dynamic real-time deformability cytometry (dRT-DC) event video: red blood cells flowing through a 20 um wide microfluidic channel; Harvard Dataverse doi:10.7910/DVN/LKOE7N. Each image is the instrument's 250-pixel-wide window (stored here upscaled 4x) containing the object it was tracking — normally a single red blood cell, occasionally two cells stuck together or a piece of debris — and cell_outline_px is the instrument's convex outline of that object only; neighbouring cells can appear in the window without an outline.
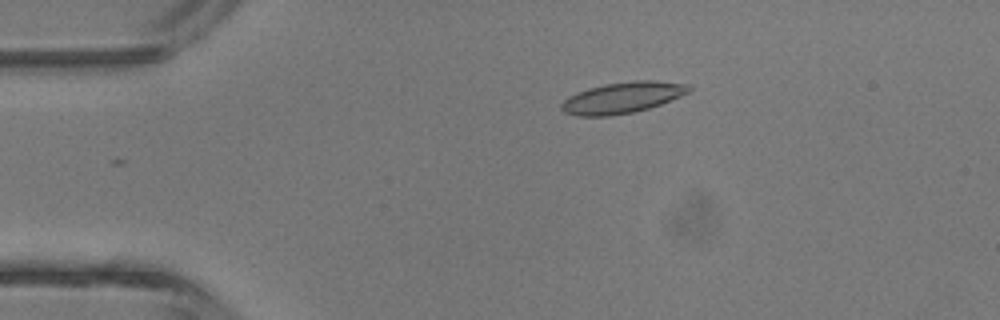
{"species": "common noctule bat (a hibernating species)", "species_latin": "Nyctalus noctula", "temperature_condition": "room temperature", "stored_images_in_passage": 4, "camera_frame_rate_fps": 3000, "um_per_image_px": 0.085, "animal": {"sex": "male", "body_mass_g": 13.3}, "frame": {"image": 1, "passage_image": 4, "time_ms": 3.667, "image_size_px": [1000, 320], "cell_outline_px": [[692, 88], [688, 92], [680, 96], [660, 104], [636, 112], [608, 116], [576, 116], [564, 112], [560, 108], [560, 104], [568, 96], [588, 88], [604, 84], [636, 80], [656, 80], [688, 84]], "centroid_in_image_um": [52.88, 8.3], "position_along_channel_um": 32.1, "area_um2": 23.18}}